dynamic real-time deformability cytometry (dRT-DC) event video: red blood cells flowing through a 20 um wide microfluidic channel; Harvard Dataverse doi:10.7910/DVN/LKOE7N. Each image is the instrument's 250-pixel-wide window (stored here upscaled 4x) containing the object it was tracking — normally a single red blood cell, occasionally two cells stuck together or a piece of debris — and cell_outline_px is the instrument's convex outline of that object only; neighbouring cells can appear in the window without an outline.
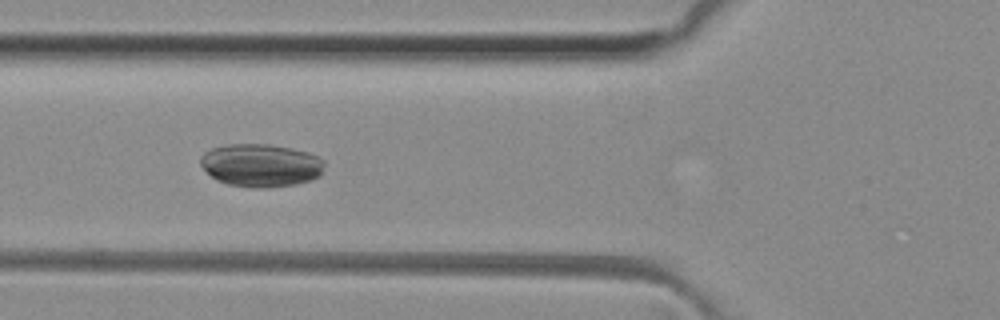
{"species": "common noctule bat (a hibernating species)", "species_latin": "Nyctalus noctula", "temperature_condition": "room temperature", "stored_images_in_passage": 41, "camera_frame_rate_fps": 3000, "um_per_image_px": 0.085, "animal": {"sex": "female", "body_mass_g": 29.2, "forearm_length_mm": 56.3}, "frame": {"image": 1, "passage_image": 14, "time_ms": 4.333, "image_size_px": [1000, 320], "cell_outline_px": [[324, 164], [320, 176], [312, 180], [296, 184], [268, 188], [256, 188], [228, 184], [216, 180], [200, 164], [200, 156], [204, 152], [212, 148], [228, 144], [268, 144], [292, 148], [308, 152], [324, 160]], "centroid_in_image_um": [22.18, 14.05], "position_along_channel_um": 103.6, "area_um2": 31.15}}
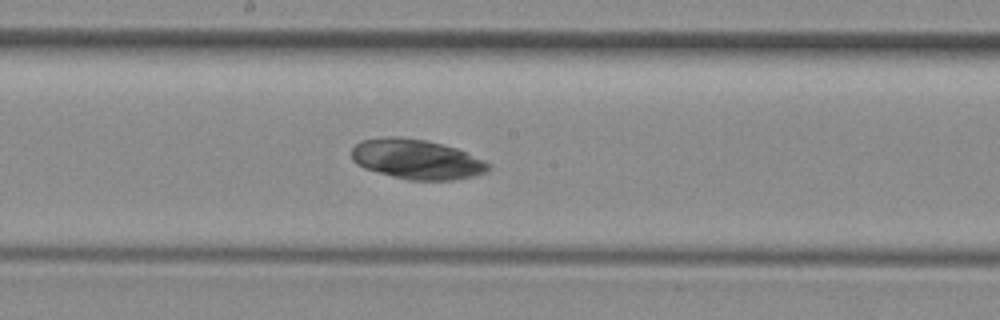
{"frame": {"image": 2, "passage_image": 22, "time_ms": 7.0, "image_size_px": [1000, 320], "cell_outline_px": [[492, 168], [488, 172], [476, 176], [456, 180], [408, 180], [392, 176], [364, 168], [356, 164], [352, 160], [352, 148], [360, 140], [384, 136], [400, 136], [424, 140], [456, 148], [484, 160], [492, 164]], "centroid_in_image_um": [35.43, 13.54], "position_along_channel_um": 212.8, "area_um2": 32.08}}
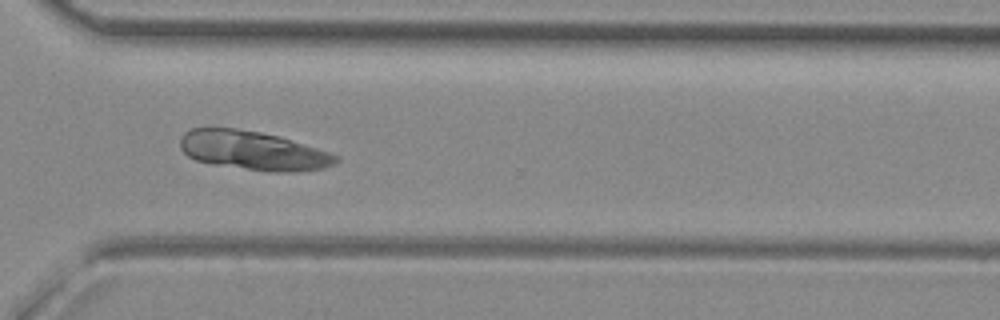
{"frame": {"image": 3, "passage_image": 32, "time_ms": 10.333, "image_size_px": [1000, 320], "cell_outline_px": [[340, 160], [324, 168], [296, 172], [268, 172], [212, 164], [196, 160], [188, 156], [180, 148], [180, 140], [184, 132], [192, 128], [236, 128], [260, 132], [280, 136], [340, 156]], "centroid_in_image_um": [21.51, 12.8], "position_along_channel_um": 349.1, "area_um2": 35.43}}